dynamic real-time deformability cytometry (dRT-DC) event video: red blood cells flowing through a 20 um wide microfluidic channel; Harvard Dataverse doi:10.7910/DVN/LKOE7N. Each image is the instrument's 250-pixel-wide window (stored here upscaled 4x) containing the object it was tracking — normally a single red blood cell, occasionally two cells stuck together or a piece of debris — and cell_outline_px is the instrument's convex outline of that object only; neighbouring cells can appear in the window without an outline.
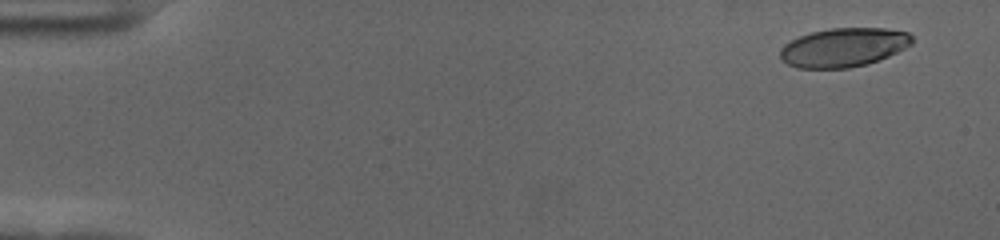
{"species": "human", "species_latin": "Homo sapiens", "temperature_condition": "cold", "stored_images_in_passage": 58, "camera_frame_rate_fps": 3000, "um_per_image_px": 0.085, "donor": {"sex": "female"}, "frame": {"image": 1, "passage_image": 4, "time_ms": 1.0, "image_size_px": [1000, 240], "cell_outline_px": [[912, 44], [888, 56], [868, 64], [848, 68], [796, 68], [780, 60], [780, 48], [784, 44], [800, 36], [812, 32], [832, 28], [884, 28], [908, 32], [912, 36]], "centroid_in_image_um": [71.68, 4.03], "position_along_channel_um": 13.3, "area_um2": 29.88}}
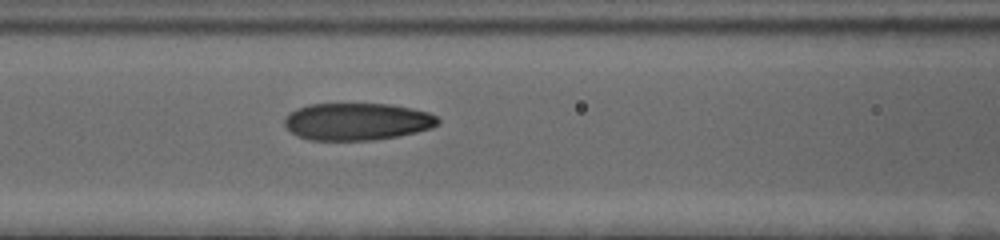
{"frame": {"image": 2, "passage_image": 26, "time_ms": 8.333, "image_size_px": [1000, 240], "cell_outline_px": [[440, 124], [432, 128], [416, 132], [396, 136], [372, 140], [308, 140], [296, 136], [284, 124], [284, 116], [296, 108], [308, 104], [392, 104], [412, 108], [428, 112], [436, 116], [440, 120]], "centroid_in_image_um": [30.34, 10.33], "position_along_channel_um": 136.3, "area_um2": 33.52}}
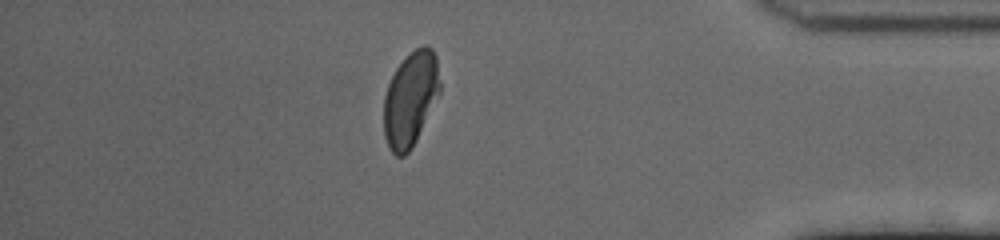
{"frame": {"image": 3, "passage_image": 51, "time_ms": 16.667, "image_size_px": [1000, 240], "cell_outline_px": [[440, 92], [412, 148], [404, 156], [396, 156], [388, 148], [384, 136], [384, 96], [388, 84], [396, 68], [416, 48], [424, 44], [432, 48], [436, 56], [440, 80]], "centroid_in_image_um": [34.88, 8.43], "position_along_channel_um": 400.3, "area_um2": 30.81}, "authors_computed_cell_mechanics": {"area_um2": 33.0038, "velocity_mm_per_s": 3.5468, "shape_relaxation_time_tau1_ms": 4.276, "shape_relaxation_time_tau2_ms": 1.3087, "deformation_change_tau1": 0.1925, "deformation_change_tau2": 0.0697}}